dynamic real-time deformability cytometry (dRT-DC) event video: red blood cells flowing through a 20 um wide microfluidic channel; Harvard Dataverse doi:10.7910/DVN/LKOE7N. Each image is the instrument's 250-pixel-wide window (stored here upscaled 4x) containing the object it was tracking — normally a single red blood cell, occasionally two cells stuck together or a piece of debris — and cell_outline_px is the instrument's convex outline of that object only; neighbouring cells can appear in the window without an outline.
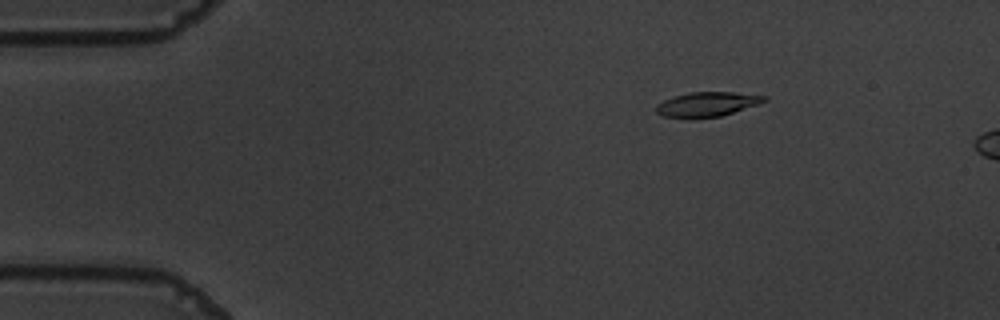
{"species": "common noctule bat (a hibernating species)", "species_latin": "Nyctalus noctula", "temperature_condition": "warm", "stored_images_in_passage": 15, "camera_frame_rate_fps": 3000, "um_per_image_px": 0.085, "animal": {"sex": "male", "body_mass_g": 19.5, "forearm_length_mm": 54.6}, "frame": {"image": 1, "passage_image": 9, "time_ms": 2.667, "image_size_px": [1000, 320], "cell_outline_px": [[768, 100], [760, 104], [720, 116], [664, 116], [656, 112], [656, 104], [672, 96], [688, 92], [732, 92], [768, 96]], "centroid_in_image_um": [60.15, 8.82], "position_along_channel_um": 24.8, "area_um2": 15.09}}